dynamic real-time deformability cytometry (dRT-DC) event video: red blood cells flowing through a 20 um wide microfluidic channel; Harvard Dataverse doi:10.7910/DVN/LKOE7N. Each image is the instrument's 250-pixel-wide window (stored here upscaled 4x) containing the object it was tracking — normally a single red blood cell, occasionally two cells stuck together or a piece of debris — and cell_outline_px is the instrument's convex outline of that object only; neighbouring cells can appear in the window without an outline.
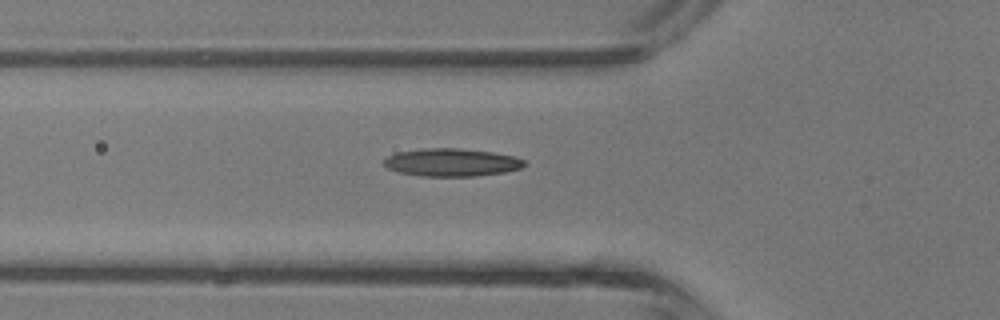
{"species": "common noctule bat (a hibernating species)", "species_latin": "Nyctalus noctula", "temperature_condition": "room temperature", "stored_images_in_passage": 32, "camera_frame_rate_fps": 3000, "um_per_image_px": 0.085, "animal": {"sex": "male", "body_mass_g": 13.3}, "frame": {"image": 1, "passage_image": 5, "time_ms": 1.333, "image_size_px": [1000, 320], "cell_outline_px": [[524, 164], [520, 168], [504, 172], [476, 176], [420, 176], [400, 172], [388, 168], [384, 164], [384, 160], [388, 156], [396, 152], [420, 148], [460, 148], [492, 152], [516, 156], [524, 160]], "centroid_in_image_um": [38.37, 13.79], "position_along_channel_um": 87.4, "area_um2": 22.77}}
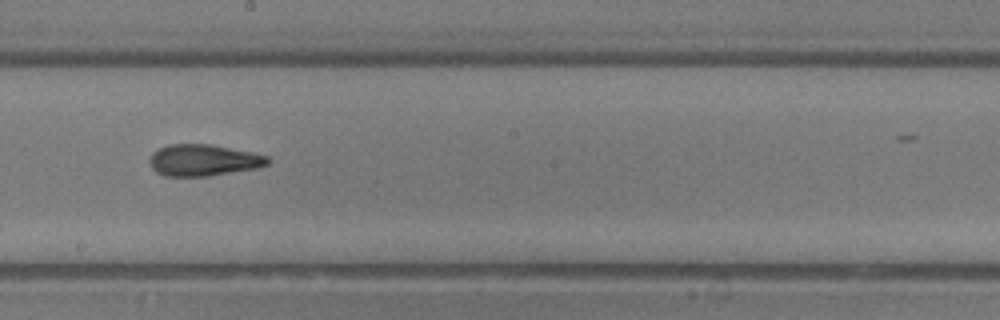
{"frame": {"image": 2, "passage_image": 14, "time_ms": 4.333, "image_size_px": [1000, 320], "cell_outline_px": [[272, 160], [268, 164], [256, 168], [208, 176], [164, 176], [156, 172], [152, 168], [148, 160], [152, 152], [168, 144], [208, 144], [252, 152], [268, 156]], "centroid_in_image_um": [17.27, 13.62], "position_along_channel_um": 230.9, "area_um2": 21.73}}
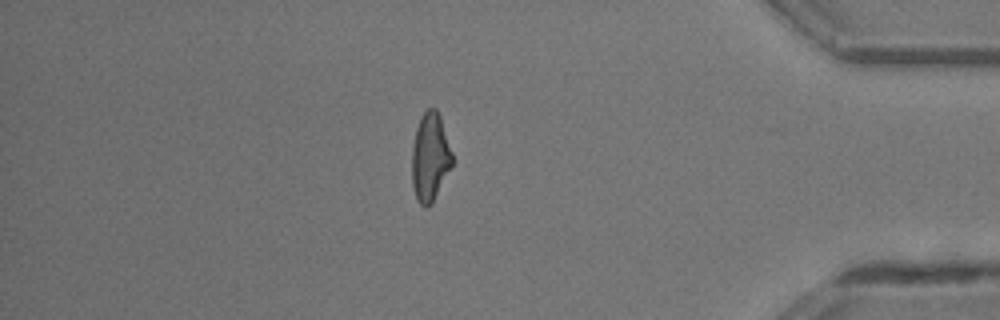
{"frame": {"image": 3, "passage_image": 27, "time_ms": 8.667, "image_size_px": [1000, 320], "cell_outline_px": [[452, 164], [432, 204], [428, 208], [424, 208], [416, 200], [412, 184], [412, 148], [416, 128], [420, 116], [428, 108], [436, 108], [440, 116], [452, 152]], "centroid_in_image_um": [36.54, 13.38], "position_along_channel_um": 398.7, "area_um2": 20.81}, "authors_computed_cell_mechanics": {"area_um2": 21.1259, "velocity_mm_per_s": 4.7554, "shape_relaxation_time_tau1_ms": 6.688, "shape_relaxation_time_tau2_ms": 2.0535, "deformation_change_tau1": 0.1986, "deformation_change_tau2": 0.108}}